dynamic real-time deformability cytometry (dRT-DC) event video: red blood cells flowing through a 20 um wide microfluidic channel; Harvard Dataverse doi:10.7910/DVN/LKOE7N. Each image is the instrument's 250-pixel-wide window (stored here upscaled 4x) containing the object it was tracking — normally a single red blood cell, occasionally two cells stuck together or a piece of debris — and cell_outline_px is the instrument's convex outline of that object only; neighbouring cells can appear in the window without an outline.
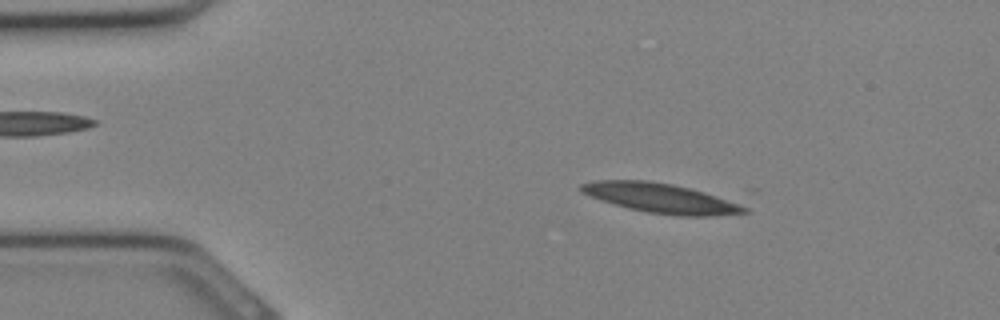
{"species": "Egyptian fruit bat (a non-hibernating species)", "species_latin": "Rousettus aegyptiacus", "temperature_condition": "cold", "stored_images_in_passage": 8, "camera_frame_rate_fps": 3000, "um_per_image_px": 0.085, "animal": {"sex": "female"}, "frame": {"image": 1, "passage_image": 2, "time_ms": 0.333, "image_size_px": [1000, 320], "cell_outline_px": [[756, 192], [748, 212], [708, 216], [680, 216], [648, 212], [628, 208], [600, 200], [588, 196], [580, 192], [576, 188], [580, 184], [596, 180], [644, 180], [756, 188]], "centroid_in_image_um": [57.09, 16.74], "position_along_channel_um": 27.9, "area_um2": 34.45}}
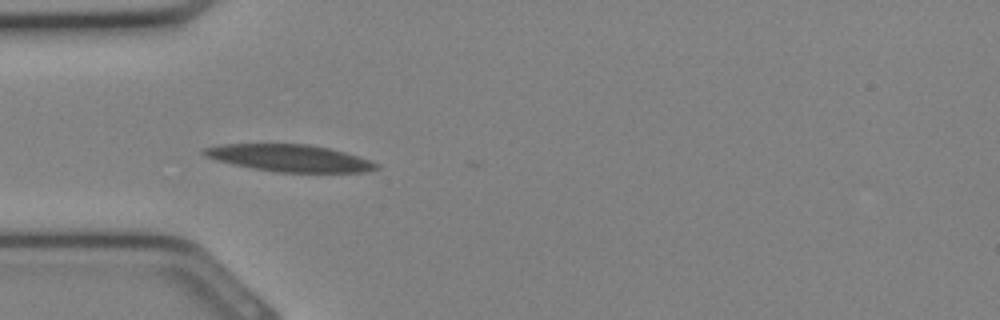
{"frame": {"image": 2, "passage_image": 6, "time_ms": 1.667, "image_size_px": [1000, 320], "cell_outline_px": [[380, 168], [368, 172], [276, 172], [252, 168], [216, 160], [204, 156], [200, 152], [204, 148], [224, 144], [308, 144], [328, 148], [344, 152], [372, 160], [380, 164]], "centroid_in_image_um": [24.65, 13.44], "position_along_channel_um": 60.4, "area_um2": 27.17}}
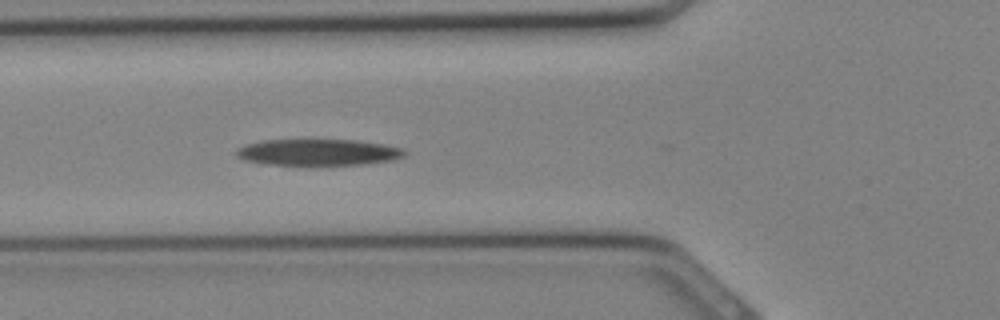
{"frame": {"image": 3, "passage_image": 8, "time_ms": 2.333, "image_size_px": [1000, 320], "cell_outline_px": [[408, 152], [404, 156], [392, 160], [364, 164], [260, 164], [244, 160], [236, 156], [236, 148], [248, 144], [264, 140], [356, 140], [384, 144], [404, 148]], "centroid_in_image_um": [27.06, 12.94], "position_along_channel_um": 98.7, "area_um2": 25.72}}